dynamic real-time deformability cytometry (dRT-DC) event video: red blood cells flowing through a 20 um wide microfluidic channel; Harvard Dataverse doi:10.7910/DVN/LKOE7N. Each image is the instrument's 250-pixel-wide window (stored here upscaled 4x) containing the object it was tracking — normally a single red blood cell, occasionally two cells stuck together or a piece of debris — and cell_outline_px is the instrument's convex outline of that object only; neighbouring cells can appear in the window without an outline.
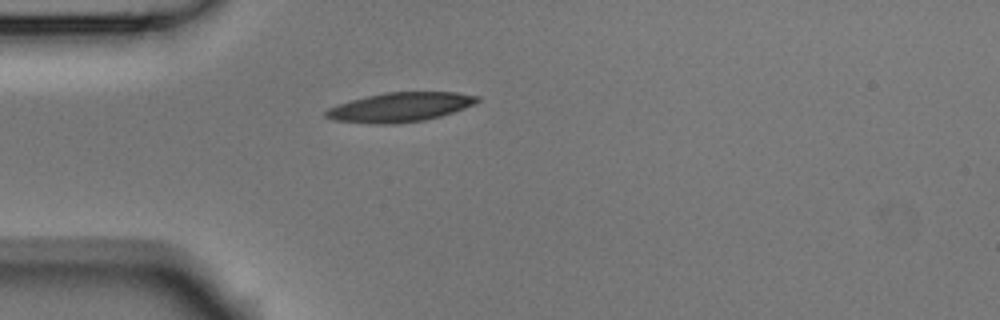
{"species": "Egyptian fruit bat (a non-hibernating species)", "species_latin": "Rousettus aegyptiacus", "temperature_condition": "room temperature", "stored_images_in_passage": 40, "camera_frame_rate_fps": 3000, "um_per_image_px": 0.085, "animal": {"sex": "male"}, "frame": {"image": 1, "passage_image": 1, "time_ms": 0.0, "image_size_px": [1000, 320], "cell_outline_px": [[480, 100], [464, 108], [440, 116], [424, 120], [396, 124], [376, 124], [332, 120], [324, 116], [324, 112], [328, 108], [352, 100], [384, 92], [456, 92], [480, 96]], "centroid_in_image_um": [34.0, 9.11], "position_along_channel_um": 51.0, "area_um2": 25.72}}
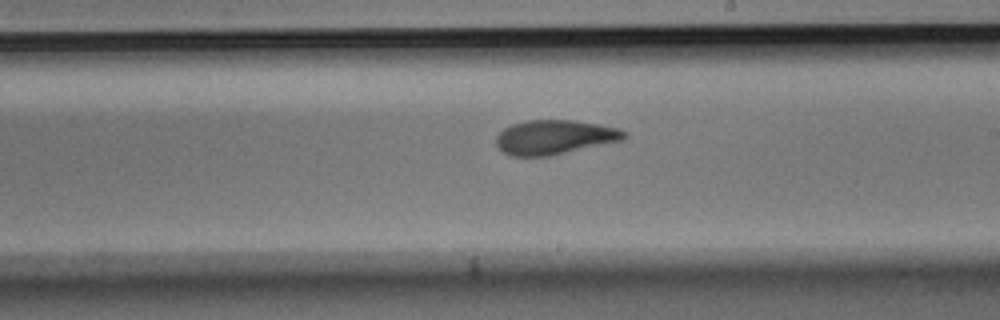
{"frame": {"image": 2, "passage_image": 17, "time_ms": 5.333, "image_size_px": [1000, 320], "cell_outline_px": [[628, 136], [624, 140], [552, 156], [512, 156], [504, 152], [496, 144], [496, 136], [504, 128], [512, 124], [528, 120], [576, 120], [600, 124], [616, 128], [628, 132]], "centroid_in_image_um": [47.18, 11.66], "position_along_channel_um": 241.8, "area_um2": 25.89}}
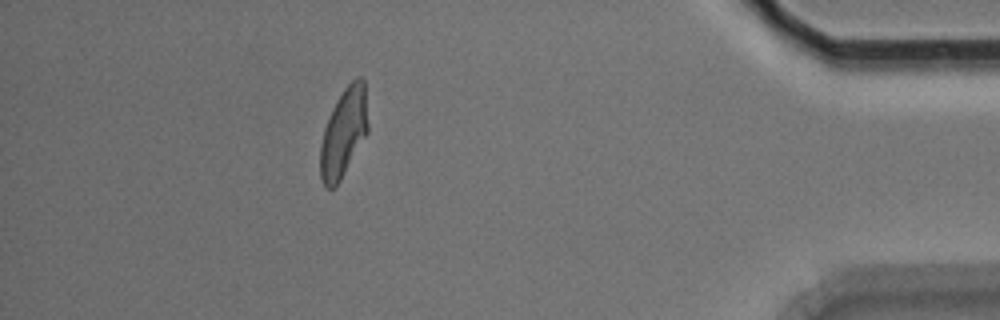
{"frame": {"image": 3, "passage_image": 34, "time_ms": 11.0, "image_size_px": [1000, 320], "cell_outline_px": [[368, 132], [336, 188], [324, 188], [320, 176], [320, 148], [324, 128], [332, 108], [344, 88], [356, 76], [360, 76], [364, 80], [368, 124]], "centroid_in_image_um": [29.21, 11.3], "position_along_channel_um": 406.0, "area_um2": 24.74}, "authors_computed_cell_mechanics": {"area_um2": 25.2875, "velocity_mm_per_s": 3.7559, "shape_relaxation_time_tau1_ms": 4.3737, "shape_relaxation_time_tau2_ms": 2.5278, "deformation_change_tau1": 0.1774, "deformation_change_tau2": 0.078}}